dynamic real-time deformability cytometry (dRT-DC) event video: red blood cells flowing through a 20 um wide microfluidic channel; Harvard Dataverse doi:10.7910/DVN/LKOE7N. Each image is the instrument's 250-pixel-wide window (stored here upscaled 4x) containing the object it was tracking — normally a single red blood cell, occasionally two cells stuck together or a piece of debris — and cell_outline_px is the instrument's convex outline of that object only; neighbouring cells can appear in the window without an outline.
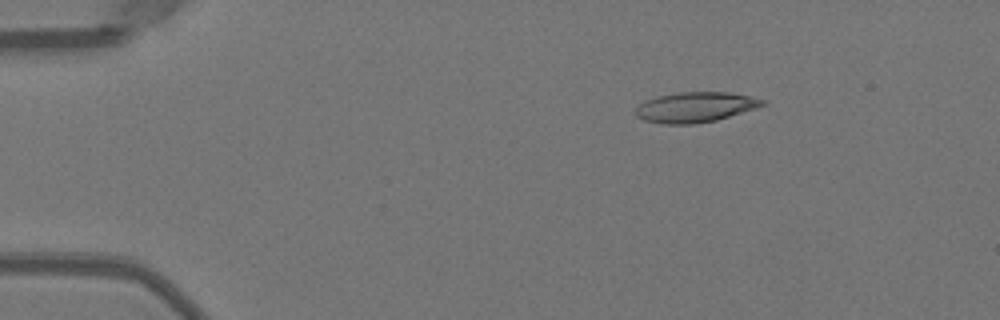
{"species": "Egyptian fruit bat (a non-hibernating species)", "species_latin": "Rousettus aegyptiacus", "temperature_condition": "warm", "stored_images_in_passage": 44, "camera_frame_rate_fps": 3000, "um_per_image_px": 0.085, "animal": {"sex": "female"}, "frame": {"image": 1, "passage_image": 1, "time_ms": 0.0, "image_size_px": [1000, 320], "cell_outline_px": [[768, 104], [756, 108], [716, 120], [696, 124], [664, 124], [644, 120], [636, 116], [636, 108], [644, 100], [656, 96], [680, 92], [728, 92], [752, 96], [764, 100]], "centroid_in_image_um": [59.11, 9.1], "position_along_channel_um": 25.9, "area_um2": 22.43}}
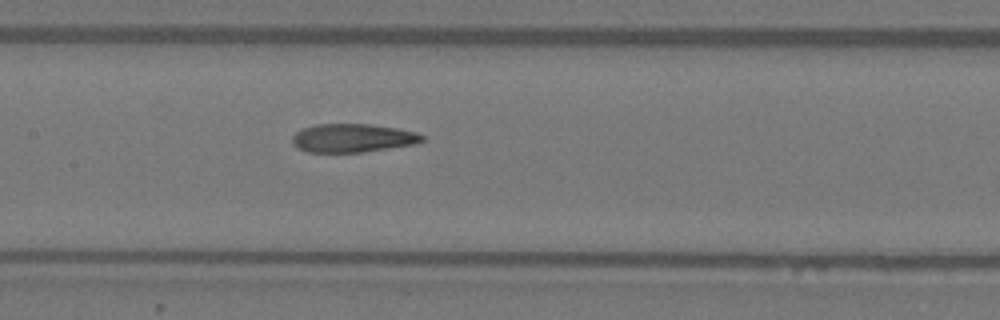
{"frame": {"image": 2, "passage_image": 18, "time_ms": 5.667, "image_size_px": [1000, 320], "cell_outline_px": [[424, 140], [416, 144], [360, 152], [308, 152], [292, 144], [292, 136], [300, 128], [316, 124], [368, 124], [396, 128], [416, 132], [424, 136]], "centroid_in_image_um": [29.95, 11.72], "position_along_channel_um": 177.4, "area_um2": 21.5}}
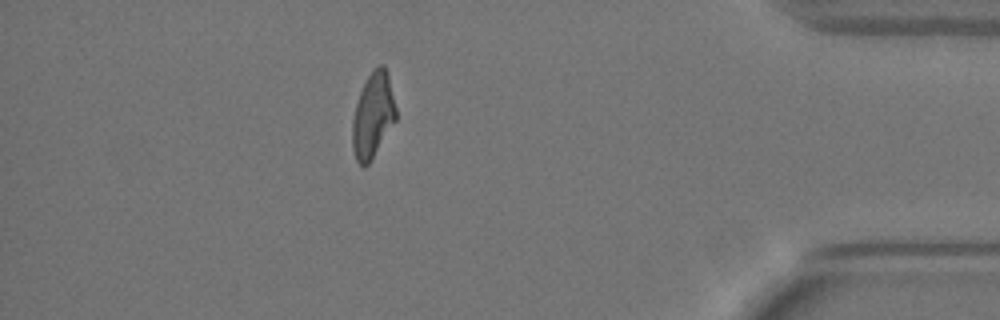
{"frame": {"image": 3, "passage_image": 38, "time_ms": 12.333, "image_size_px": [1000, 320], "cell_outline_px": [[396, 120], [368, 164], [364, 168], [356, 160], [352, 148], [352, 120], [356, 104], [360, 92], [372, 68], [380, 64], [384, 64], [388, 72], [396, 108]], "centroid_in_image_um": [31.7, 9.77], "position_along_channel_um": 403.5, "area_um2": 21.62}, "authors_computed_cell_mechanics": {"area_um2": 21.964, "velocity_mm_per_s": 4.0064, "shape_relaxation_time_tau1_ms": null, "shape_relaxation_time_tau2_ms": 2.6383, "deformation_change_tau1": null, "deformation_change_tau2": 0.1183}}